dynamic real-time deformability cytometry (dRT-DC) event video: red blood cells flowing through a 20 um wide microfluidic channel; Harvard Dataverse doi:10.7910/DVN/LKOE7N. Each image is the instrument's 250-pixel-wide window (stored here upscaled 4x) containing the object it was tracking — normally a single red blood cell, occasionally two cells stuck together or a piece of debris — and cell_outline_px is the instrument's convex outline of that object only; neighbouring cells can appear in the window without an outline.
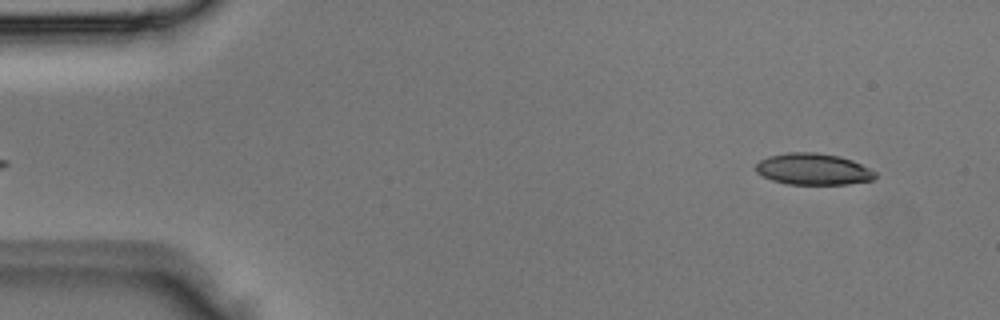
{"species": "Egyptian fruit bat (a non-hibernating species)", "species_latin": "Rousettus aegyptiacus", "temperature_condition": "room temperature", "stored_images_in_passage": 3, "segment_of_instrument_passage": [2, 2], "camera_frame_rate_fps": 3000, "um_per_image_px": 0.085, "animal": {"sex": "male"}, "frame": {"image": 1, "passage_image": 3, "time_ms": 0.667, "image_size_px": [1000, 320], "cell_outline_px": [[876, 176], [872, 180], [848, 184], [788, 184], [772, 180], [756, 172], [756, 164], [760, 160], [768, 156], [788, 152], [816, 152], [840, 156], [852, 160], [876, 172]], "centroid_in_image_um": [69.11, 14.37], "position_along_channel_um": 15.9, "area_um2": 21.85}}